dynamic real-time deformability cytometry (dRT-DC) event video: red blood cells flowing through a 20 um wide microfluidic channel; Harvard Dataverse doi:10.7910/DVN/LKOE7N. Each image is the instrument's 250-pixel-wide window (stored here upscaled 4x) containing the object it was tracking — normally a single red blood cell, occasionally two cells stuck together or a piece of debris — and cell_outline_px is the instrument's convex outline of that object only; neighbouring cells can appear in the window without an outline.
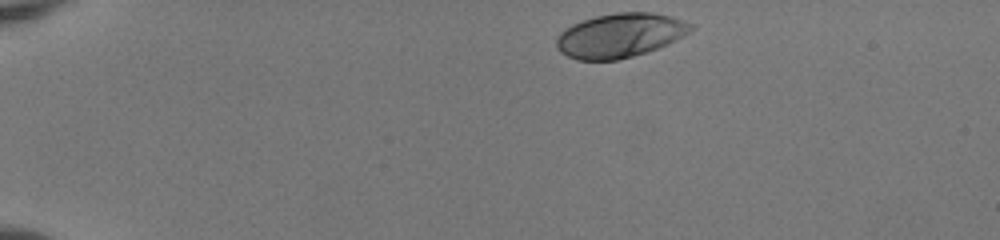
{"species": "human", "species_latin": "Homo sapiens", "temperature_condition": "room temperature", "stored_images_in_passage": 43, "camera_frame_rate_fps": 3000, "um_per_image_px": 0.085, "donor": {"sex": "female"}, "frame": {"image": 1, "passage_image": 1, "time_ms": 0.0, "image_size_px": [1000, 240], "cell_outline_px": [[696, 28], [684, 36], [668, 44], [648, 52], [616, 60], [576, 60], [560, 52], [556, 48], [556, 36], [564, 28], [580, 20], [596, 16], [616, 12], [652, 12], [672, 16], [696, 24]], "centroid_in_image_um": [52.72, 3.0], "position_along_channel_um": 32.3, "area_um2": 35.2}}
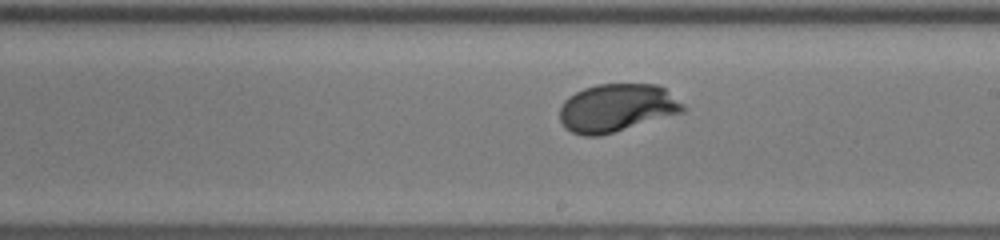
{"frame": {"image": 2, "passage_image": 23, "time_ms": 7.333, "image_size_px": [1000, 240], "cell_outline_px": [[688, 108], [684, 112], [600, 136], [584, 136], [572, 132], [564, 128], [560, 120], [560, 108], [564, 100], [568, 96], [584, 88], [596, 84], [656, 84], [664, 88], [684, 104]], "centroid_in_image_um": [52.42, 9.17], "position_along_channel_um": 236.6, "area_um2": 34.62}}
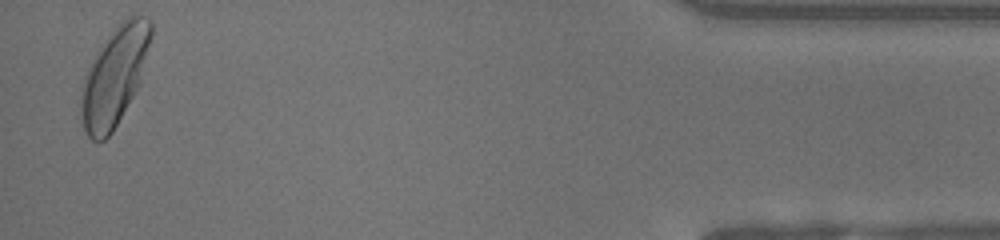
{"frame": {"image": 3, "passage_image": 42, "time_ms": 13.667, "image_size_px": [1000, 240], "cell_outline_px": [[152, 36], [140, 84], [112, 132], [104, 140], [92, 140], [88, 136], [84, 128], [80, 108], [80, 96], [84, 76], [96, 52], [104, 40], [120, 20], [128, 16], [148, 16], [152, 20]], "centroid_in_image_um": [9.75, 6.43], "position_along_channel_um": 425.5, "area_um2": 40.23}, "authors_computed_cell_mechanics": {"area_um2": 34.0442, "velocity_mm_per_s": 4.0069, "shape_relaxation_time_tau1_ms": 2.1743, "shape_relaxation_time_tau2_ms": null, "deformation_change_tau1": 0.1584, "deformation_change_tau2": null}}